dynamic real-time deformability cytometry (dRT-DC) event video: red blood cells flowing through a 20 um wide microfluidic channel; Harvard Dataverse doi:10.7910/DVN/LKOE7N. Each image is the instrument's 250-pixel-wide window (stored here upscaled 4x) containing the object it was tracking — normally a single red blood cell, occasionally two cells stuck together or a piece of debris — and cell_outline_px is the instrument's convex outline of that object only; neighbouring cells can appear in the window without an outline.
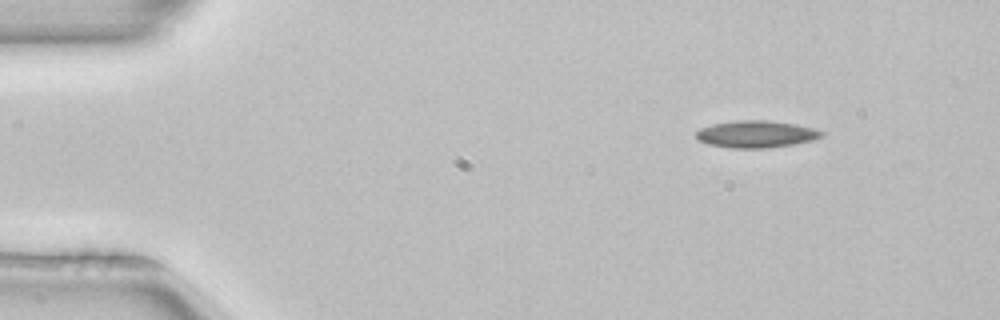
{"species": "common noctule bat (a hibernating species)", "species_latin": "Nyctalus noctula", "temperature_condition": "room temperature", "stored_images_in_passage": 3, "camera_frame_rate_fps": 3000, "um_per_image_px": 0.085, "animal": {"sex": "female", "body_mass_g": 22.7, "forearm_length_mm": 54.2}, "frame": {"image": 1, "passage_image": 1, "time_ms": 0.0, "image_size_px": [1000, 320], "cell_outline_px": [[824, 136], [812, 140], [796, 144], [768, 148], [732, 148], [708, 144], [700, 140], [696, 136], [696, 132], [700, 128], [712, 124], [736, 120], [768, 120], [796, 124], [812, 128], [824, 132]], "centroid_in_image_um": [64.29, 11.4], "position_along_channel_um": 20.7, "area_um2": 19.83}}
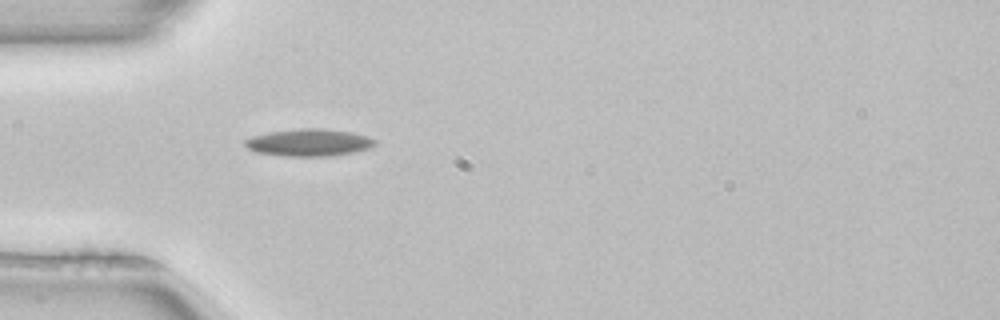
{"frame": {"image": 2, "passage_image": 3, "time_ms": 0.667, "image_size_px": [1000, 320], "cell_outline_px": [[376, 144], [368, 148], [352, 152], [332, 156], [284, 156], [256, 152], [248, 148], [244, 144], [244, 140], [252, 136], [268, 132], [300, 128], [320, 128], [352, 132], [368, 136], [376, 140]], "centroid_in_image_um": [26.25, 12.11], "position_along_channel_um": 58.8, "area_um2": 20.63}}